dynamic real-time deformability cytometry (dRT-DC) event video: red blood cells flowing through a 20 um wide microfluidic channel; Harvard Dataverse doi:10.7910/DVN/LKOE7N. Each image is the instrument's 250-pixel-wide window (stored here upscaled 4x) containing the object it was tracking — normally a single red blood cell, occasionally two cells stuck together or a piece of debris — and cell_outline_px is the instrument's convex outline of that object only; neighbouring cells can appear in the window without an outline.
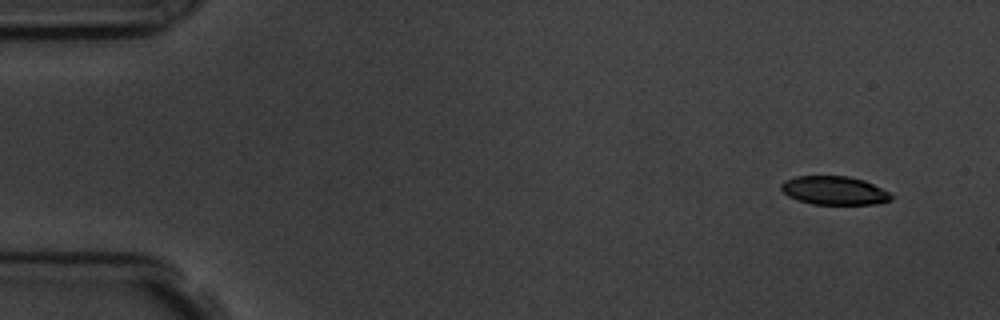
{"species": "common noctule bat (a hibernating species)", "species_latin": "Nyctalus noctula", "temperature_condition": "room temperature", "stored_images_in_passage": 5, "camera_frame_rate_fps": 3000, "um_per_image_px": 0.085, "animal": {"sex": "male", "body_mass_g": 19.5, "forearm_length_mm": 54.6}, "frame": {"image": 1, "passage_image": 1, "time_ms": 0.0, "image_size_px": [1000, 320], "cell_outline_px": [[892, 200], [880, 204], [812, 204], [788, 196], [780, 188], [780, 184], [784, 180], [796, 176], [848, 176], [864, 180], [888, 192], [892, 196]], "centroid_in_image_um": [70.9, 16.19], "position_along_channel_um": 14.1, "area_um2": 18.26}}
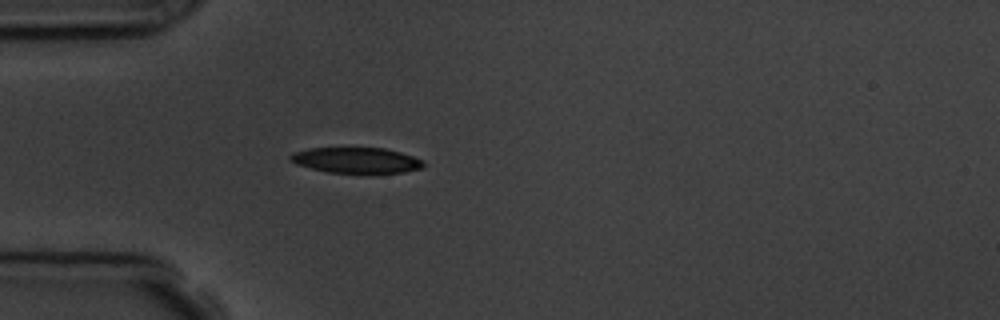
{"frame": {"image": 2, "passage_image": 5, "time_ms": 4.0, "image_size_px": [1000, 320], "cell_outline_px": [[424, 164], [420, 168], [404, 172], [328, 172], [296, 164], [288, 160], [288, 156], [292, 152], [308, 148], [384, 148], [400, 152], [424, 160]], "centroid_in_image_um": [30.23, 13.6], "position_along_channel_um": 54.8, "area_um2": 19.65}}